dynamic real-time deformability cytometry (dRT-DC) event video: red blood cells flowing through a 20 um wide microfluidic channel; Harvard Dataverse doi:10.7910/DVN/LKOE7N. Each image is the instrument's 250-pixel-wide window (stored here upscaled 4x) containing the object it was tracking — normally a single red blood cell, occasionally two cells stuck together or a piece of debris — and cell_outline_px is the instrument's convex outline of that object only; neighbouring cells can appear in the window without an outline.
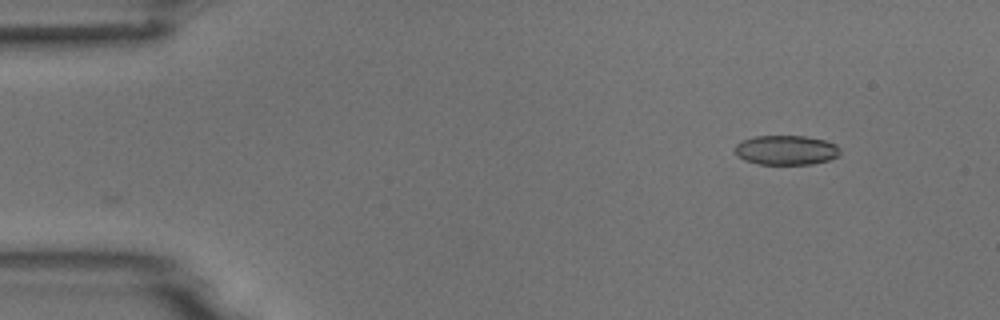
{"species": "common noctule bat (a hibernating species)", "species_latin": "Nyctalus noctula", "temperature_condition": "room temperature", "stored_images_in_passage": 2, "camera_frame_rate_fps": 3000, "um_per_image_px": 0.085, "animal": {"sex": "male", "body_mass_g": 18.8}, "frame": {"image": 1, "passage_image": 2, "time_ms": 1.0, "image_size_px": [1000, 320], "cell_outline_px": [[840, 152], [836, 156], [828, 160], [812, 164], [760, 164], [744, 160], [736, 156], [736, 144], [740, 140], [756, 136], [804, 136], [824, 140], [836, 144], [840, 148]], "centroid_in_image_um": [66.8, 12.75], "position_along_channel_um": 18.2, "area_um2": 18.09}}